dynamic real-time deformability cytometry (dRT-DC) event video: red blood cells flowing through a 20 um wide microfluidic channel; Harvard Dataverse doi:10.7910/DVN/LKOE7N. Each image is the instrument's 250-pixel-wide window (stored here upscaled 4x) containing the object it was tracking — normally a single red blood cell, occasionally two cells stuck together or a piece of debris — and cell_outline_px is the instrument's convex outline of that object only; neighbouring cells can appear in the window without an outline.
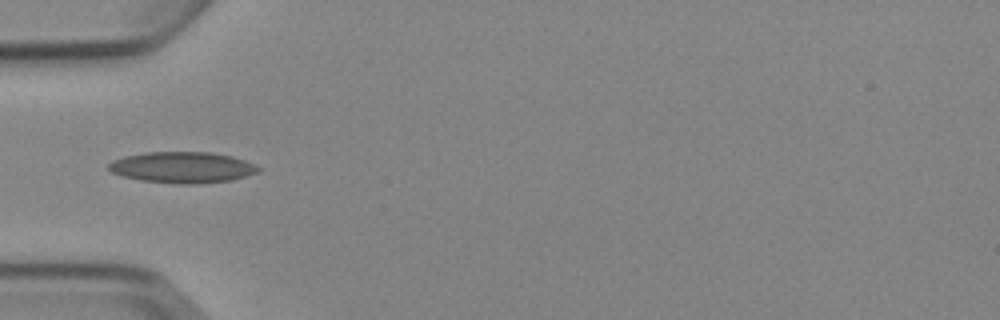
{"species": "Egyptian fruit bat (a non-hibernating species)", "species_latin": "Rousettus aegyptiacus", "temperature_condition": "cold", "stored_images_in_passage": 5, "camera_frame_rate_fps": 3000, "um_per_image_px": 0.085, "animal": {"sex": "female"}, "frame": {"image": 1, "passage_image": 5, "time_ms": 5.333, "image_size_px": [1000, 320], "cell_outline_px": [[260, 172], [232, 180], [196, 184], [180, 184], [140, 180], [124, 176], [112, 172], [108, 168], [108, 164], [112, 160], [124, 156], [148, 152], [212, 152], [232, 156], [244, 160], [260, 168]], "centroid_in_image_um": [15.51, 14.22], "position_along_channel_um": 69.5, "area_um2": 27.11}}